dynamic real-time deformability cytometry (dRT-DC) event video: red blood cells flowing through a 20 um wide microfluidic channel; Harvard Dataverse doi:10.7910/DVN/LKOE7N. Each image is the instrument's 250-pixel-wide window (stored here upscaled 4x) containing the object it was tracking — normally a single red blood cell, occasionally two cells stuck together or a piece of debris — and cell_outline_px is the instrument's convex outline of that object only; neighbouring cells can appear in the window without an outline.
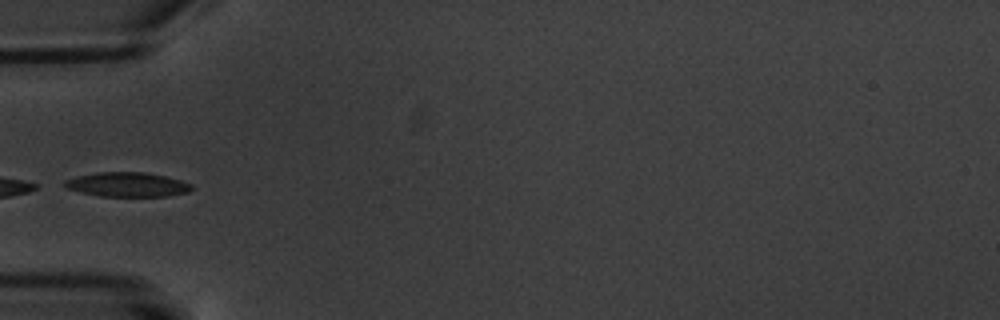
{"species": "common noctule bat (a hibernating species)", "species_latin": "Nyctalus noctula", "temperature_condition": "warm", "stored_images_in_passage": 7, "camera_frame_rate_fps": 3000, "um_per_image_px": 0.085, "animal": {"sex": "male", "body_mass_g": 20.1, "forearm_length_mm": 53.5}, "frame": {"image": 1, "passage_image": 6, "time_ms": 5.667, "image_size_px": [1000, 320], "cell_outline_px": [[192, 188], [188, 192], [168, 196], [100, 196], [80, 192], [68, 188], [64, 184], [64, 180], [76, 176], [96, 172], [144, 172], [164, 176], [180, 180], [192, 184]], "centroid_in_image_um": [10.81, 15.68], "position_along_channel_um": 74.2, "area_um2": 17.98}}